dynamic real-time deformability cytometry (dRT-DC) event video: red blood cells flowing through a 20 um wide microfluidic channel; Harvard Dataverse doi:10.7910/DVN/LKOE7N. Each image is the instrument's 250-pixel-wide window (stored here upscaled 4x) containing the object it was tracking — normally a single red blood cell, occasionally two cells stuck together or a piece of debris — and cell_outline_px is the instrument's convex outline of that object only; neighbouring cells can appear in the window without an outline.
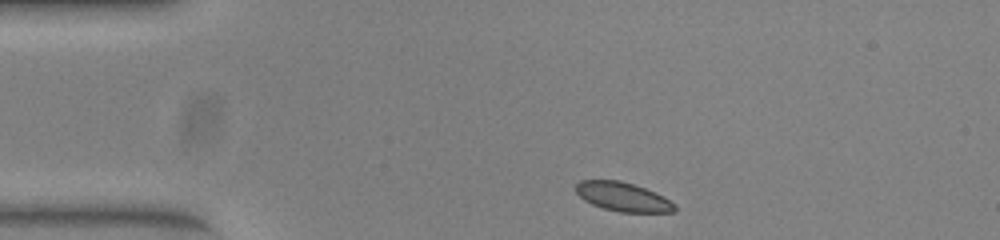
{"species": "common noctule bat (a hibernating species)", "species_latin": "Nyctalus noctula", "temperature_condition": "warm", "stored_images_in_passage": 43, "camera_frame_rate_fps": 3000, "um_per_image_px": 0.085, "animal": {"sex": "female", "body_mass_g": 23.0, "forearm_length_mm": 53.4}, "frame": {"image": 1, "passage_image": 1, "time_ms": 0.0, "image_size_px": [1000, 240], "cell_outline_px": [[676, 212], [620, 212], [604, 208], [592, 204], [584, 200], [576, 192], [576, 184], [580, 180], [620, 180], [656, 192], [664, 196], [676, 204]], "centroid_in_image_um": [52.97, 16.73], "position_along_channel_um": 32.0, "area_um2": 16.7}}
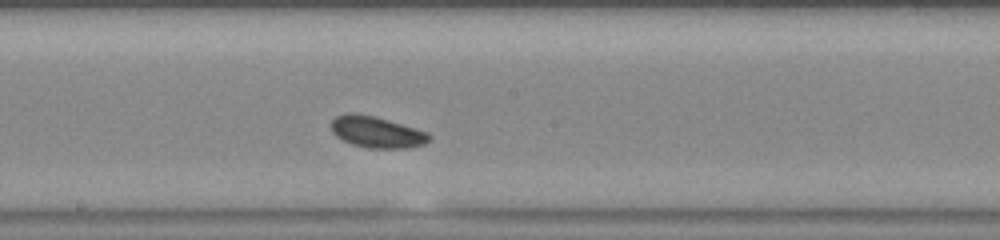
{"frame": {"image": 2, "passage_image": 19, "time_ms": 6.0, "image_size_px": [1000, 240], "cell_outline_px": [[432, 136], [424, 144], [412, 148], [368, 148], [352, 144], [336, 136], [332, 132], [332, 120], [336, 116], [348, 112], [352, 112], [372, 116], [388, 120], [428, 132]], "centroid_in_image_um": [32.03, 11.23], "position_along_channel_um": 216.2, "area_um2": 17.8}}
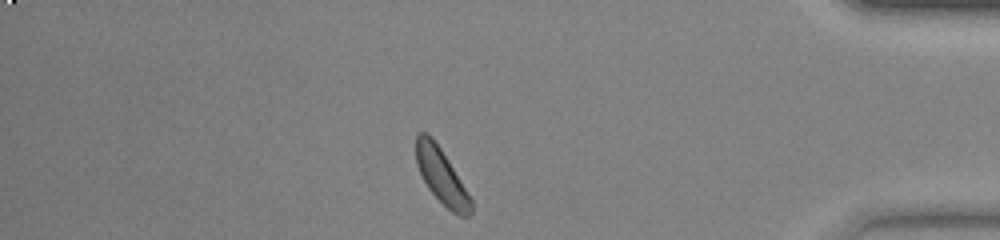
{"frame": {"image": 3, "passage_image": 36, "time_ms": 11.667, "image_size_px": [1000, 240], "cell_outline_px": [[472, 212], [468, 216], [460, 216], [452, 212], [428, 188], [416, 164], [416, 136], [420, 132], [428, 132], [432, 136], [448, 160], [472, 200]], "centroid_in_image_um": [37.51, 14.95], "position_along_channel_um": 397.7, "area_um2": 17.28}}